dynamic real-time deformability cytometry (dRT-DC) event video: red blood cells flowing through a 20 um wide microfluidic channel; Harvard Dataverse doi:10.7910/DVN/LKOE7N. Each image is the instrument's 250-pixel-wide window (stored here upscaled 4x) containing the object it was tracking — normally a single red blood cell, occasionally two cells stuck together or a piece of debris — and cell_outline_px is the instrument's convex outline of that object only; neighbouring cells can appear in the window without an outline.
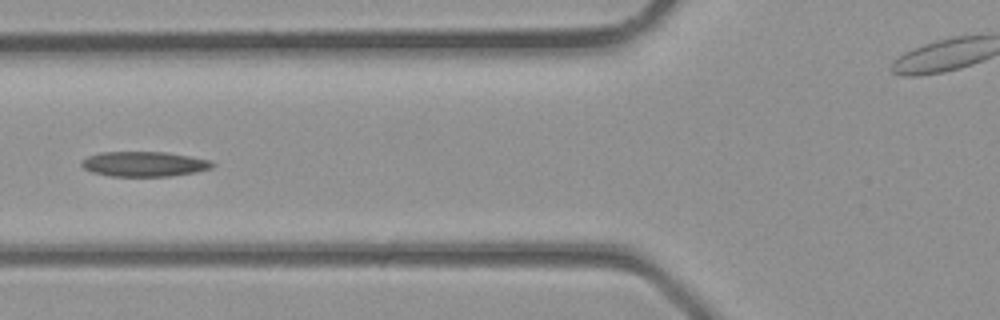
{"species": "common noctule bat (a hibernating species)", "species_latin": "Nyctalus noctula", "temperature_condition": "room temperature", "stored_images_in_passage": 7, "camera_frame_rate_fps": 3000, "um_per_image_px": 0.085, "animal": {"sex": "male", "body_mass_g": 23.1, "forearm_length_mm": 52.7}, "frame": {"image": 1, "passage_image": 5, "time_ms": 1.333, "image_size_px": [1000, 320], "cell_outline_px": [[216, 164], [212, 168], [196, 172], [168, 176], [108, 176], [92, 172], [84, 168], [80, 164], [88, 156], [100, 152], [168, 152], [212, 160]], "centroid_in_image_um": [12.29, 13.94], "position_along_channel_um": 113.5, "area_um2": 19.13}}
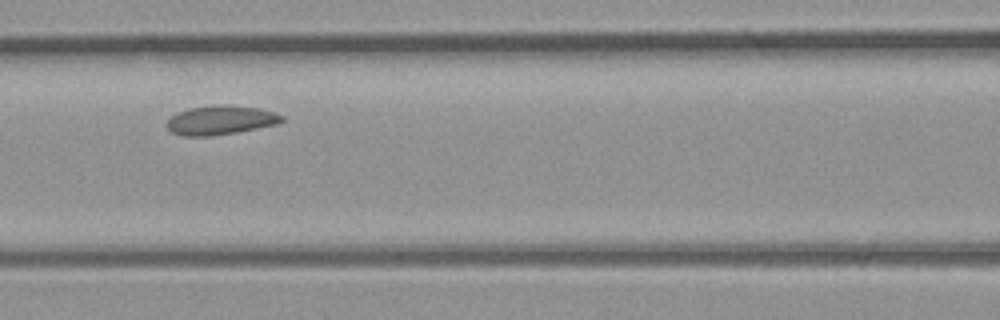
{"frame": {"image": 2, "passage_image": 6, "time_ms": 1.667, "image_size_px": [1000, 320], "cell_outline_px": [[284, 120], [276, 124], [236, 132], [208, 136], [184, 136], [172, 132], [164, 124], [176, 112], [188, 108], [212, 104], [228, 104], [260, 108], [284, 116]], "centroid_in_image_um": [18.71, 10.19], "position_along_channel_um": 147.9, "area_um2": 19.65}}
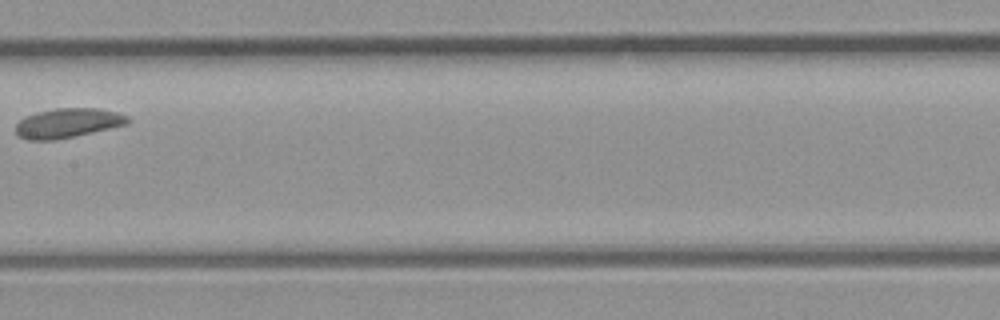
{"frame": {"image": 3, "passage_image": 7, "time_ms": 2.0, "image_size_px": [1000, 320], "cell_outline_px": [[132, 120], [128, 124], [92, 132], [52, 140], [28, 140], [20, 136], [16, 132], [16, 124], [20, 120], [36, 112], [56, 108], [100, 108], [116, 112], [128, 116]], "centroid_in_image_um": [5.79, 10.44], "position_along_channel_um": 201.6, "area_um2": 19.07}}